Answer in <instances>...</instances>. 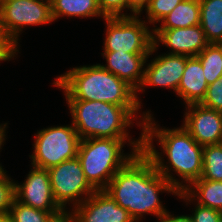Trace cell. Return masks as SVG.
<instances>
[{"mask_svg": "<svg viewBox=\"0 0 222 222\" xmlns=\"http://www.w3.org/2000/svg\"><path fill=\"white\" fill-rule=\"evenodd\" d=\"M217 44L219 45V47H220L221 50H222V41H219Z\"/></svg>", "mask_w": 222, "mask_h": 222, "instance_id": "35", "label": "cell"}, {"mask_svg": "<svg viewBox=\"0 0 222 222\" xmlns=\"http://www.w3.org/2000/svg\"><path fill=\"white\" fill-rule=\"evenodd\" d=\"M157 27L153 29H175L200 25V2L199 0H183L167 16H165Z\"/></svg>", "mask_w": 222, "mask_h": 222, "instance_id": "18", "label": "cell"}, {"mask_svg": "<svg viewBox=\"0 0 222 222\" xmlns=\"http://www.w3.org/2000/svg\"><path fill=\"white\" fill-rule=\"evenodd\" d=\"M157 222H193L190 215H172L167 211Z\"/></svg>", "mask_w": 222, "mask_h": 222, "instance_id": "31", "label": "cell"}, {"mask_svg": "<svg viewBox=\"0 0 222 222\" xmlns=\"http://www.w3.org/2000/svg\"><path fill=\"white\" fill-rule=\"evenodd\" d=\"M104 191L126 209L135 222L141 221L146 213L159 220L167 212L159 194L168 192L176 196L179 192L157 171L143 151L136 153L113 176Z\"/></svg>", "mask_w": 222, "mask_h": 222, "instance_id": "2", "label": "cell"}, {"mask_svg": "<svg viewBox=\"0 0 222 222\" xmlns=\"http://www.w3.org/2000/svg\"><path fill=\"white\" fill-rule=\"evenodd\" d=\"M183 0H150L149 4L145 7L146 22L148 25H153L160 22L167 16L180 2Z\"/></svg>", "mask_w": 222, "mask_h": 222, "instance_id": "24", "label": "cell"}, {"mask_svg": "<svg viewBox=\"0 0 222 222\" xmlns=\"http://www.w3.org/2000/svg\"><path fill=\"white\" fill-rule=\"evenodd\" d=\"M184 129L201 145L222 143V112L201 104L185 106Z\"/></svg>", "mask_w": 222, "mask_h": 222, "instance_id": "11", "label": "cell"}, {"mask_svg": "<svg viewBox=\"0 0 222 222\" xmlns=\"http://www.w3.org/2000/svg\"><path fill=\"white\" fill-rule=\"evenodd\" d=\"M19 48H17L11 40L6 36L3 28L0 15V61H10V59L18 55Z\"/></svg>", "mask_w": 222, "mask_h": 222, "instance_id": "29", "label": "cell"}, {"mask_svg": "<svg viewBox=\"0 0 222 222\" xmlns=\"http://www.w3.org/2000/svg\"><path fill=\"white\" fill-rule=\"evenodd\" d=\"M6 172L0 173V216L8 215L15 198V182Z\"/></svg>", "mask_w": 222, "mask_h": 222, "instance_id": "25", "label": "cell"}, {"mask_svg": "<svg viewBox=\"0 0 222 222\" xmlns=\"http://www.w3.org/2000/svg\"><path fill=\"white\" fill-rule=\"evenodd\" d=\"M15 198L48 213H67L55 201L47 169L32 166L23 183H15Z\"/></svg>", "mask_w": 222, "mask_h": 222, "instance_id": "10", "label": "cell"}, {"mask_svg": "<svg viewBox=\"0 0 222 222\" xmlns=\"http://www.w3.org/2000/svg\"><path fill=\"white\" fill-rule=\"evenodd\" d=\"M106 24L104 51L128 53H150L153 47V29L139 15L129 17H109Z\"/></svg>", "mask_w": 222, "mask_h": 222, "instance_id": "7", "label": "cell"}, {"mask_svg": "<svg viewBox=\"0 0 222 222\" xmlns=\"http://www.w3.org/2000/svg\"><path fill=\"white\" fill-rule=\"evenodd\" d=\"M186 65V56L165 53L145 64L144 79L139 91L149 87H165L177 91Z\"/></svg>", "mask_w": 222, "mask_h": 222, "instance_id": "13", "label": "cell"}, {"mask_svg": "<svg viewBox=\"0 0 222 222\" xmlns=\"http://www.w3.org/2000/svg\"><path fill=\"white\" fill-rule=\"evenodd\" d=\"M157 50L153 45L150 53L103 51L102 55L107 64L101 66L125 81L137 92L144 79L147 59Z\"/></svg>", "mask_w": 222, "mask_h": 222, "instance_id": "15", "label": "cell"}, {"mask_svg": "<svg viewBox=\"0 0 222 222\" xmlns=\"http://www.w3.org/2000/svg\"><path fill=\"white\" fill-rule=\"evenodd\" d=\"M69 213L73 222H135L104 190H96Z\"/></svg>", "mask_w": 222, "mask_h": 222, "instance_id": "12", "label": "cell"}, {"mask_svg": "<svg viewBox=\"0 0 222 222\" xmlns=\"http://www.w3.org/2000/svg\"><path fill=\"white\" fill-rule=\"evenodd\" d=\"M200 26L208 43L222 41V0H199Z\"/></svg>", "mask_w": 222, "mask_h": 222, "instance_id": "19", "label": "cell"}, {"mask_svg": "<svg viewBox=\"0 0 222 222\" xmlns=\"http://www.w3.org/2000/svg\"><path fill=\"white\" fill-rule=\"evenodd\" d=\"M191 217L193 222H222V212L197 203Z\"/></svg>", "mask_w": 222, "mask_h": 222, "instance_id": "28", "label": "cell"}, {"mask_svg": "<svg viewBox=\"0 0 222 222\" xmlns=\"http://www.w3.org/2000/svg\"><path fill=\"white\" fill-rule=\"evenodd\" d=\"M188 202L209 207L222 212V181H212L206 179H197L193 181L185 190L179 191L177 195Z\"/></svg>", "mask_w": 222, "mask_h": 222, "instance_id": "17", "label": "cell"}, {"mask_svg": "<svg viewBox=\"0 0 222 222\" xmlns=\"http://www.w3.org/2000/svg\"><path fill=\"white\" fill-rule=\"evenodd\" d=\"M203 171L200 178L222 181V143L203 146Z\"/></svg>", "mask_w": 222, "mask_h": 222, "instance_id": "23", "label": "cell"}, {"mask_svg": "<svg viewBox=\"0 0 222 222\" xmlns=\"http://www.w3.org/2000/svg\"><path fill=\"white\" fill-rule=\"evenodd\" d=\"M0 222H13V221L8 215H2L0 216Z\"/></svg>", "mask_w": 222, "mask_h": 222, "instance_id": "34", "label": "cell"}, {"mask_svg": "<svg viewBox=\"0 0 222 222\" xmlns=\"http://www.w3.org/2000/svg\"><path fill=\"white\" fill-rule=\"evenodd\" d=\"M196 57L202 64L208 85L222 75V50L218 44L209 43Z\"/></svg>", "mask_w": 222, "mask_h": 222, "instance_id": "21", "label": "cell"}, {"mask_svg": "<svg viewBox=\"0 0 222 222\" xmlns=\"http://www.w3.org/2000/svg\"><path fill=\"white\" fill-rule=\"evenodd\" d=\"M208 84L203 74V67L197 57L186 56V65L176 95L185 105L200 104L205 97Z\"/></svg>", "mask_w": 222, "mask_h": 222, "instance_id": "16", "label": "cell"}, {"mask_svg": "<svg viewBox=\"0 0 222 222\" xmlns=\"http://www.w3.org/2000/svg\"><path fill=\"white\" fill-rule=\"evenodd\" d=\"M150 0H128V10L130 16L141 15L143 9L149 4Z\"/></svg>", "mask_w": 222, "mask_h": 222, "instance_id": "30", "label": "cell"}, {"mask_svg": "<svg viewBox=\"0 0 222 222\" xmlns=\"http://www.w3.org/2000/svg\"><path fill=\"white\" fill-rule=\"evenodd\" d=\"M140 135L137 140H133V138H87L80 140L77 158L81 163L86 180L95 190H104L113 176L136 153L142 151V133ZM125 144L132 146V151L128 154H125L122 149Z\"/></svg>", "mask_w": 222, "mask_h": 222, "instance_id": "5", "label": "cell"}, {"mask_svg": "<svg viewBox=\"0 0 222 222\" xmlns=\"http://www.w3.org/2000/svg\"><path fill=\"white\" fill-rule=\"evenodd\" d=\"M53 20L62 17L105 18L98 6L97 0H50Z\"/></svg>", "mask_w": 222, "mask_h": 222, "instance_id": "20", "label": "cell"}, {"mask_svg": "<svg viewBox=\"0 0 222 222\" xmlns=\"http://www.w3.org/2000/svg\"><path fill=\"white\" fill-rule=\"evenodd\" d=\"M47 170L54 199L65 212H70L66 210L67 203L73 204L74 209L96 191L86 180L77 157Z\"/></svg>", "mask_w": 222, "mask_h": 222, "instance_id": "9", "label": "cell"}, {"mask_svg": "<svg viewBox=\"0 0 222 222\" xmlns=\"http://www.w3.org/2000/svg\"><path fill=\"white\" fill-rule=\"evenodd\" d=\"M7 124H0V150L2 149V146L4 145L3 143L6 140V128H7ZM1 152V151H0Z\"/></svg>", "mask_w": 222, "mask_h": 222, "instance_id": "32", "label": "cell"}, {"mask_svg": "<svg viewBox=\"0 0 222 222\" xmlns=\"http://www.w3.org/2000/svg\"><path fill=\"white\" fill-rule=\"evenodd\" d=\"M102 15L109 17H129L127 13H123L128 9V0H97ZM127 14V15H126Z\"/></svg>", "mask_w": 222, "mask_h": 222, "instance_id": "27", "label": "cell"}, {"mask_svg": "<svg viewBox=\"0 0 222 222\" xmlns=\"http://www.w3.org/2000/svg\"><path fill=\"white\" fill-rule=\"evenodd\" d=\"M201 105L222 112V75L208 85Z\"/></svg>", "mask_w": 222, "mask_h": 222, "instance_id": "26", "label": "cell"}, {"mask_svg": "<svg viewBox=\"0 0 222 222\" xmlns=\"http://www.w3.org/2000/svg\"><path fill=\"white\" fill-rule=\"evenodd\" d=\"M153 44H164L169 54L196 57L209 44L200 25L175 29H153ZM171 49V50H170Z\"/></svg>", "mask_w": 222, "mask_h": 222, "instance_id": "14", "label": "cell"}, {"mask_svg": "<svg viewBox=\"0 0 222 222\" xmlns=\"http://www.w3.org/2000/svg\"><path fill=\"white\" fill-rule=\"evenodd\" d=\"M34 136L31 166L49 169L77 157L81 139L72 124L44 128Z\"/></svg>", "mask_w": 222, "mask_h": 222, "instance_id": "6", "label": "cell"}, {"mask_svg": "<svg viewBox=\"0 0 222 222\" xmlns=\"http://www.w3.org/2000/svg\"><path fill=\"white\" fill-rule=\"evenodd\" d=\"M0 15L6 36L17 48L23 28L54 21L50 0H1Z\"/></svg>", "mask_w": 222, "mask_h": 222, "instance_id": "8", "label": "cell"}, {"mask_svg": "<svg viewBox=\"0 0 222 222\" xmlns=\"http://www.w3.org/2000/svg\"><path fill=\"white\" fill-rule=\"evenodd\" d=\"M65 213H48L25 205L14 198L8 216L13 222H54Z\"/></svg>", "mask_w": 222, "mask_h": 222, "instance_id": "22", "label": "cell"}, {"mask_svg": "<svg viewBox=\"0 0 222 222\" xmlns=\"http://www.w3.org/2000/svg\"><path fill=\"white\" fill-rule=\"evenodd\" d=\"M66 100L103 101L119 106H141L139 94L101 64L79 66L54 80Z\"/></svg>", "mask_w": 222, "mask_h": 222, "instance_id": "3", "label": "cell"}, {"mask_svg": "<svg viewBox=\"0 0 222 222\" xmlns=\"http://www.w3.org/2000/svg\"><path fill=\"white\" fill-rule=\"evenodd\" d=\"M80 139L112 138L130 139L127 128H130L139 117L136 124L145 122L147 112L138 114L140 106H119L103 101L66 100ZM136 116V117H135Z\"/></svg>", "mask_w": 222, "mask_h": 222, "instance_id": "4", "label": "cell"}, {"mask_svg": "<svg viewBox=\"0 0 222 222\" xmlns=\"http://www.w3.org/2000/svg\"><path fill=\"white\" fill-rule=\"evenodd\" d=\"M153 119L151 111H147L141 130L142 151L173 187L183 191L202 175L203 146L199 145L183 126L173 129L162 128L158 127L159 125ZM154 139L161 146L160 149L166 155L168 163L165 162L164 157H161L164 156L162 152L156 150ZM171 170L181 178V182L176 176L173 177Z\"/></svg>", "mask_w": 222, "mask_h": 222, "instance_id": "1", "label": "cell"}, {"mask_svg": "<svg viewBox=\"0 0 222 222\" xmlns=\"http://www.w3.org/2000/svg\"><path fill=\"white\" fill-rule=\"evenodd\" d=\"M54 222H73L72 216L69 212L58 217Z\"/></svg>", "mask_w": 222, "mask_h": 222, "instance_id": "33", "label": "cell"}, {"mask_svg": "<svg viewBox=\"0 0 222 222\" xmlns=\"http://www.w3.org/2000/svg\"><path fill=\"white\" fill-rule=\"evenodd\" d=\"M4 170V168L1 166V163H0V173Z\"/></svg>", "mask_w": 222, "mask_h": 222, "instance_id": "36", "label": "cell"}]
</instances>
